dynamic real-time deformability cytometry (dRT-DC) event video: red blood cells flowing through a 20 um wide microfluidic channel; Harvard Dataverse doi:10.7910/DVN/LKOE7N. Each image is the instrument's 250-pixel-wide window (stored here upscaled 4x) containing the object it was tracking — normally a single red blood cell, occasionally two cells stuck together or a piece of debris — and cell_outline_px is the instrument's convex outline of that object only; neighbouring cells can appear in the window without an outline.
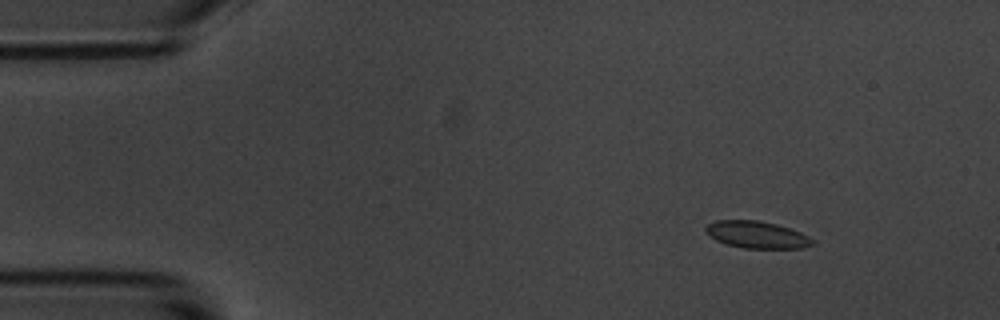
{"species": "common noctule bat (a hibernating species)", "species_latin": "Nyctalus noctula", "temperature_condition": "room temperature", "stored_images_in_passage": 4, "camera_frame_rate_fps": 3000, "um_per_image_px": 0.085, "animal": {"sex": "male", "body_mass_g": 20.1, "forearm_length_mm": 53.5}, "frame": {"image": 1, "passage_image": 2, "time_ms": 1.0, "image_size_px": [1000, 320], "cell_outline_px": [[816, 244], [804, 248], [744, 248], [728, 244], [716, 240], [704, 232], [704, 228], [708, 224], [716, 220], [760, 220], [776, 224], [800, 232], [816, 240]], "centroid_in_image_um": [64.35, 19.95], "position_along_channel_um": 20.6, "area_um2": 16.94}}